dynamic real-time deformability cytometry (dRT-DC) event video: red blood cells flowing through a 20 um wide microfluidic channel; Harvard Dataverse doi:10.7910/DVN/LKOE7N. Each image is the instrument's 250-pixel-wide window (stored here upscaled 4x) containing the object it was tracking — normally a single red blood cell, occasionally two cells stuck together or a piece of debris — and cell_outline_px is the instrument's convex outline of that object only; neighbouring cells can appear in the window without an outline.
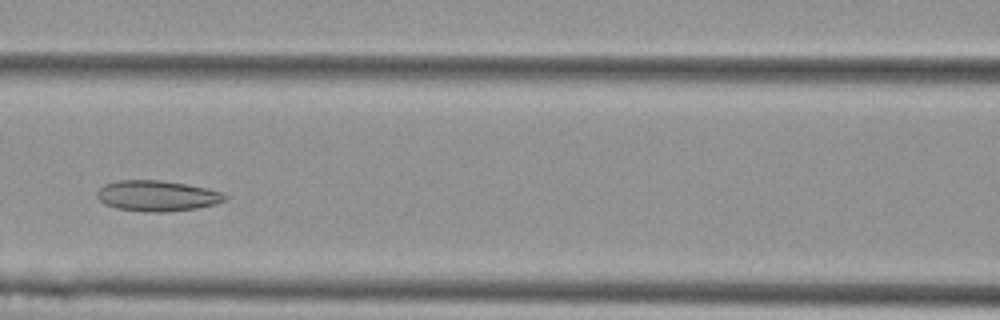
{"species": "Egyptian fruit bat (a non-hibernating species)", "species_latin": "Rousettus aegyptiacus", "temperature_condition": "cold", "stored_images_in_passage": 7, "camera_frame_rate_fps": 3000, "um_per_image_px": 0.085, "animal": {"sex": "female"}, "frame": {"image": 1, "passage_image": 5, "time_ms": 1.333, "image_size_px": [1000, 320], "cell_outline_px": [[232, 196], [228, 200], [216, 204], [196, 208], [164, 212], [144, 212], [116, 208], [104, 204], [96, 196], [96, 192], [104, 184], [116, 180], [160, 180], [188, 184], [208, 188]], "centroid_in_image_um": [13.38, 16.64], "position_along_channel_um": 153.2, "area_um2": 23.24}}
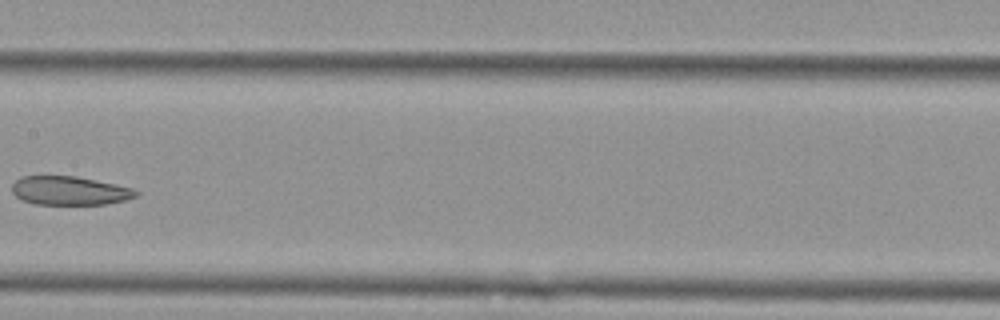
{"frame": {"image": 2, "passage_image": 6, "time_ms": 1.667, "image_size_px": [1000, 320], "cell_outline_px": [[140, 192], [136, 196], [124, 200], [104, 204], [32, 204], [16, 196], [12, 192], [12, 184], [20, 176], [76, 176], [132, 188]], "centroid_in_image_um": [5.88, 16.2], "position_along_channel_um": 201.5, "area_um2": 20.58}}
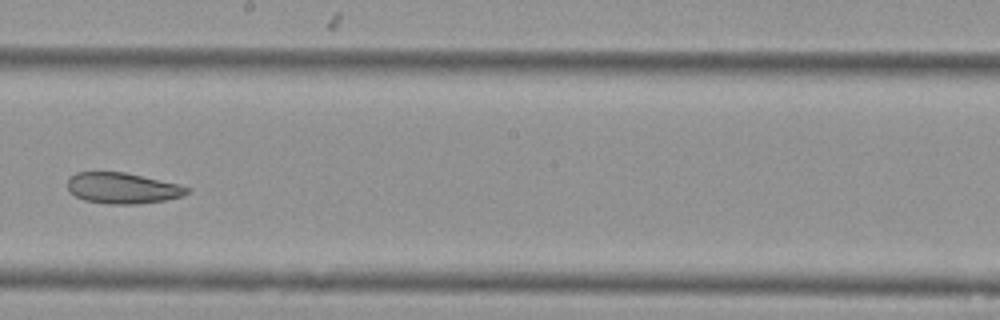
{"frame": {"image": 3, "passage_image": 7, "time_ms": 2.0, "image_size_px": [1000, 320], "cell_outline_px": [[192, 188], [188, 192], [180, 196], [164, 200], [136, 204], [108, 204], [84, 200], [68, 192], [68, 176], [76, 172], [124, 172], [180, 184]], "centroid_in_image_um": [10.39, 15.98], "position_along_channel_um": 237.8, "area_um2": 21.56}}